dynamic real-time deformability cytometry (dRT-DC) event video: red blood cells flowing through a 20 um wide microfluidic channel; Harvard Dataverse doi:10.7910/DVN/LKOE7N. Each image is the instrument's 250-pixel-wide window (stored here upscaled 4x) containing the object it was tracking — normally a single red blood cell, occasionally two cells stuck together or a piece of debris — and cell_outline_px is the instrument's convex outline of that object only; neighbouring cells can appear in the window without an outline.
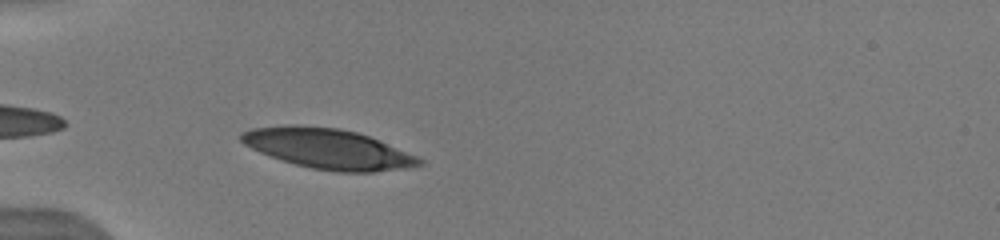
{"species": "human", "species_latin": "Homo sapiens", "temperature_condition": "warm", "stored_images_in_passage": 9, "camera_frame_rate_fps": 3000, "um_per_image_px": 0.085, "donor": {"sex": "male"}, "frame": {"image": 1, "passage_image": 2, "time_ms": 0.333, "image_size_px": [1000, 240], "cell_outline_px": [[424, 164], [408, 168], [376, 172], [336, 172], [312, 168], [296, 164], [260, 152], [244, 144], [240, 140], [240, 132], [252, 128], [284, 124], [296, 124], [340, 128], [356, 132], [368, 136], [416, 156], [424, 160]], "centroid_in_image_um": [27.87, 12.63], "position_along_channel_um": 57.1, "area_um2": 41.56}}